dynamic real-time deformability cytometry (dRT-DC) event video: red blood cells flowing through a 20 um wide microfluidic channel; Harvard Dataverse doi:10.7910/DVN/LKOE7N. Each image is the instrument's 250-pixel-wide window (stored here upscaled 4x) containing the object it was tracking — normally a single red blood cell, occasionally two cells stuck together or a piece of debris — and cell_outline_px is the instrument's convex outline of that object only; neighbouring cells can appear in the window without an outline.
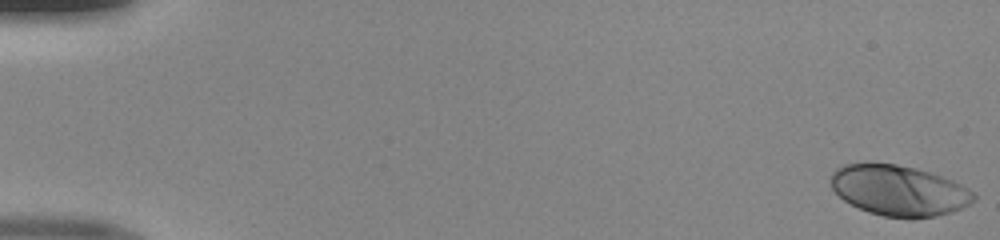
{"species": "human", "species_latin": "Homo sapiens", "temperature_condition": "room temperature", "stored_images_in_passage": 50, "camera_frame_rate_fps": 3000, "um_per_image_px": 0.085, "donor": {"sex": "male"}, "frame": {"image": 1, "passage_image": 1, "time_ms": 0.0, "image_size_px": [1000, 240], "cell_outline_px": [[976, 200], [952, 212], [936, 216], [916, 220], [912, 220], [884, 216], [868, 212], [844, 200], [832, 188], [832, 172], [836, 168], [844, 164], [896, 164], [916, 168], [952, 180], [976, 192]], "centroid_in_image_um": [76.45, 16.22], "position_along_channel_um": 8.5, "area_um2": 42.08}}
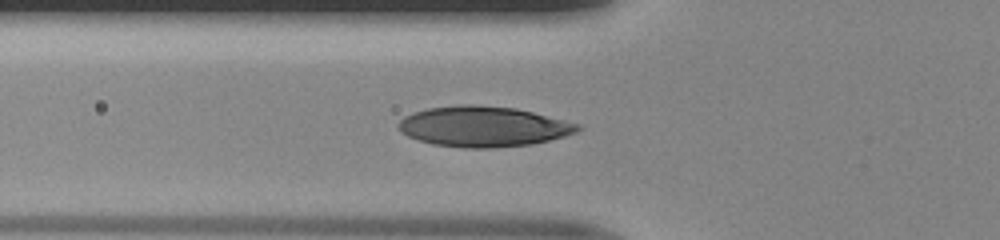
{"frame": {"image": 2, "passage_image": 19, "time_ms": 6.0, "image_size_px": [1000, 240], "cell_outline_px": [[584, 128], [576, 132], [564, 136], [532, 144], [492, 148], [460, 148], [432, 144], [408, 136], [400, 132], [396, 124], [404, 116], [412, 112], [428, 108], [460, 104], [472, 104], [516, 108], [580, 124]], "centroid_in_image_um": [41.05, 10.75], "position_along_channel_um": 84.8, "area_um2": 42.43}}
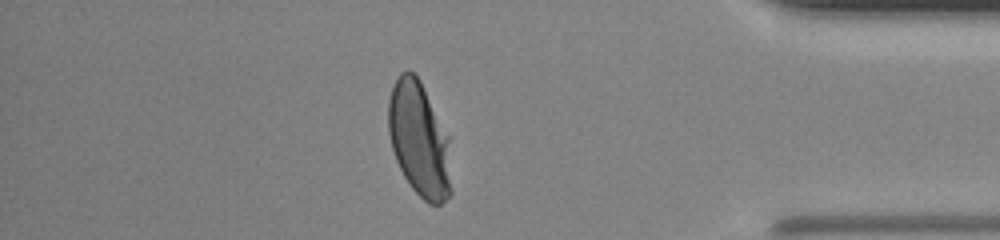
{"frame": {"image": 3, "passage_image": 44, "time_ms": 14.333, "image_size_px": [1000, 240], "cell_outline_px": [[452, 196], [440, 204], [428, 204], [412, 188], [404, 176], [396, 160], [392, 148], [388, 132], [388, 100], [392, 88], [400, 72], [408, 68], [420, 80], [448, 136], [452, 192]], "centroid_in_image_um": [35.63, 11.87], "position_along_channel_um": 399.6, "area_um2": 42.02}}